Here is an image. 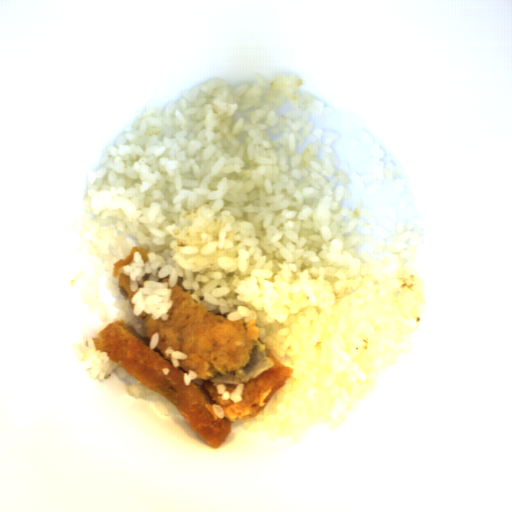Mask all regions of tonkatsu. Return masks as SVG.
Wrapping results in <instances>:
<instances>
[{
	"instance_id": "2",
	"label": "tonkatsu",
	"mask_w": 512,
	"mask_h": 512,
	"mask_svg": "<svg viewBox=\"0 0 512 512\" xmlns=\"http://www.w3.org/2000/svg\"><path fill=\"white\" fill-rule=\"evenodd\" d=\"M135 252H140L144 263H147V261L149 260V258L147 257V254L150 251H148L142 247L131 246L130 254L125 256V259L120 258L119 260H116L115 263L113 264V266H114L113 277L117 279L118 275L120 274L118 277V282H117L118 291H119L120 295L124 298L125 301L128 300L129 307L132 310H134L135 303H132L131 298L134 297V295L136 294L137 291L136 292L131 291L130 276H128L127 274H125L123 272L119 273V269L121 266L129 265L132 262Z\"/></svg>"
},
{
	"instance_id": "1",
	"label": "tonkatsu",
	"mask_w": 512,
	"mask_h": 512,
	"mask_svg": "<svg viewBox=\"0 0 512 512\" xmlns=\"http://www.w3.org/2000/svg\"><path fill=\"white\" fill-rule=\"evenodd\" d=\"M167 321L142 311L148 345L125 320L91 337L95 351L145 388L174 404L191 431L213 449L226 442L236 420L255 418L295 369L259 339L257 320H229L209 311L176 284Z\"/></svg>"
}]
</instances>
